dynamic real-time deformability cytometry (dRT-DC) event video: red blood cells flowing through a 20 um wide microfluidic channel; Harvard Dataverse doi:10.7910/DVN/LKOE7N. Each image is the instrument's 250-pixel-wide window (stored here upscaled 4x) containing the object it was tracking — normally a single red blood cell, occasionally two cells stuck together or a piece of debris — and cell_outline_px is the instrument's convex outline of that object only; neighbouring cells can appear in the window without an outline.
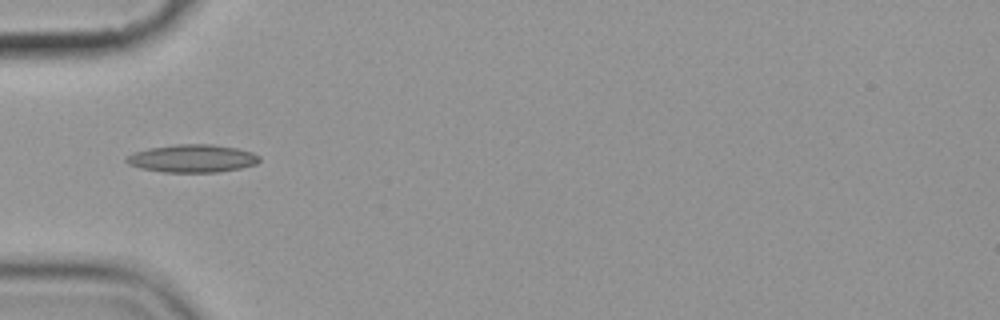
{"species": "common noctule bat (a hibernating species)", "species_latin": "Nyctalus noctula", "temperature_condition": "cold", "stored_images_in_passage": 9, "camera_frame_rate_fps": 3000, "um_per_image_px": 0.085, "animal": {"sex": "female", "body_mass_g": 19.9}, "frame": {"image": 1, "passage_image": 8, "time_ms": 8.0, "image_size_px": [1000, 320], "cell_outline_px": [[260, 160], [256, 164], [240, 168], [216, 172], [164, 172], [140, 168], [128, 164], [124, 160], [124, 156], [132, 152], [148, 148], [176, 144], [212, 144], [236, 148], [252, 152], [260, 156]], "centroid_in_image_um": [16.3, 13.46], "position_along_channel_um": 68.7, "area_um2": 21.73}}
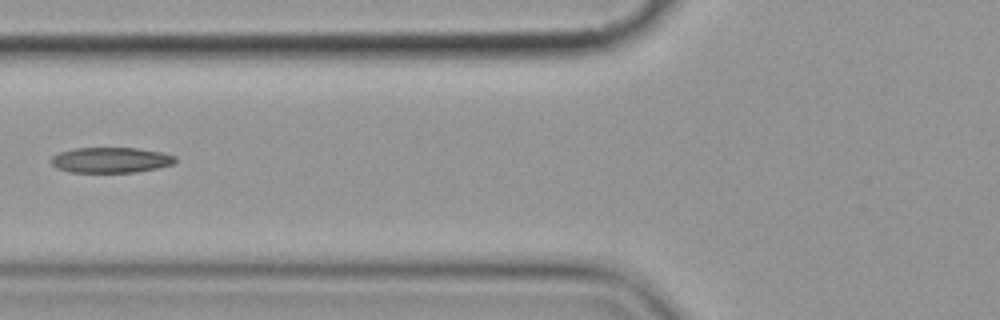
{"frame": {"image": 2, "passage_image": 9, "time_ms": 9.333, "image_size_px": [1000, 320], "cell_outline_px": [[176, 160], [172, 164], [156, 168], [136, 172], [68, 172], [56, 168], [48, 160], [52, 156], [60, 152], [76, 148], [136, 148], [160, 152], [176, 156]], "centroid_in_image_um": [9.37, 13.6], "position_along_channel_um": 116.4, "area_um2": 18.38}}